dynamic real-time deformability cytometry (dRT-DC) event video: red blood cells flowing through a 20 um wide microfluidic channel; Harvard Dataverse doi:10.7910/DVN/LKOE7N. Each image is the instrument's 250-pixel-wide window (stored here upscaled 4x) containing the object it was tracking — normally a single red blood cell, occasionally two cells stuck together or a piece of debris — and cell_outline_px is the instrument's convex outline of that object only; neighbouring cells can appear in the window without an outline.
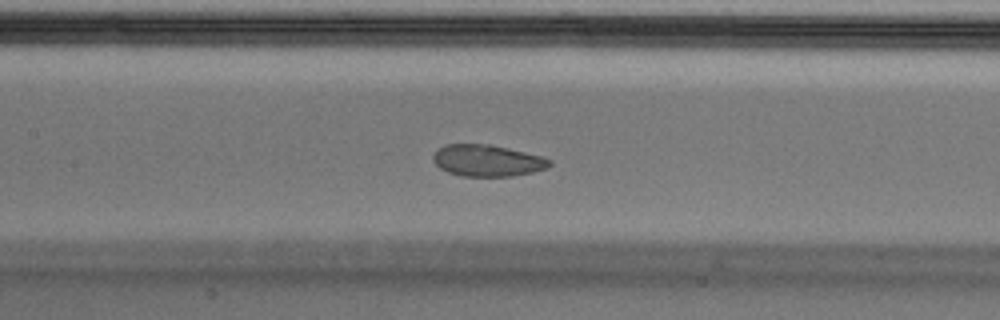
{"species": "Egyptian fruit bat (a non-hibernating species)", "species_latin": "Rousettus aegyptiacus", "temperature_condition": "cold", "stored_images_in_passage": 53, "camera_frame_rate_fps": 3000, "um_per_image_px": 0.085, "animal": {"sex": "male"}, "frame": {"image": 1, "passage_image": 24, "time_ms": 7.667, "image_size_px": [1000, 320], "cell_outline_px": [[552, 164], [548, 168], [532, 172], [512, 176], [460, 176], [448, 172], [440, 168], [432, 160], [432, 156], [436, 148], [444, 144], [488, 144], [508, 148], [540, 156], [552, 160]], "centroid_in_image_um": [41.38, 13.64], "position_along_channel_um": 166.0, "area_um2": 21.56}}
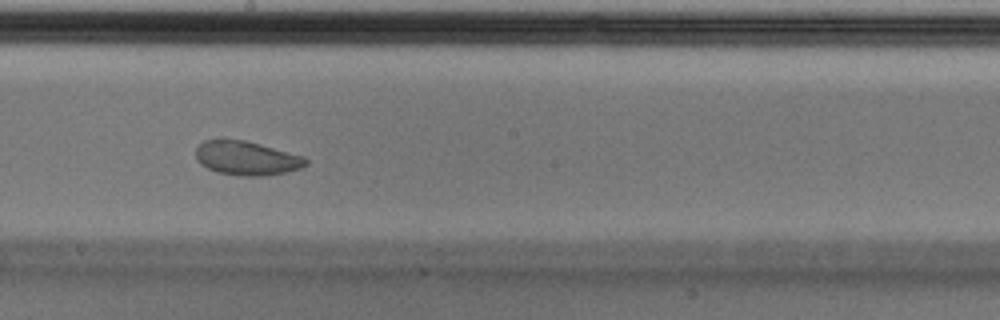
{"frame": {"image": 2, "passage_image": 29, "time_ms": 9.333, "image_size_px": [1000, 320], "cell_outline_px": [[308, 164], [300, 168], [268, 176], [240, 176], [216, 172], [200, 164], [196, 160], [196, 148], [204, 140], [224, 136], [244, 140], [260, 144], [304, 156], [308, 160]], "centroid_in_image_um": [20.91, 13.41], "position_along_channel_um": 227.3, "area_um2": 22.37}}
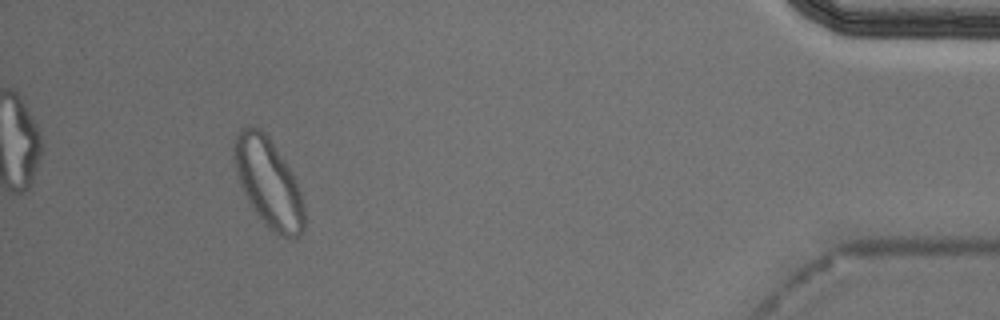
{"frame": {"image": 3, "passage_image": 49, "time_ms": 16.0, "image_size_px": [1000, 320], "cell_outline_px": [[304, 228], [296, 236], [284, 236], [268, 228], [264, 224], [248, 200], [244, 192], [236, 172], [232, 156], [232, 144], [236, 132], [240, 128], [248, 124], [256, 124], [268, 136], [284, 160], [296, 180], [304, 204]], "centroid_in_image_um": [22.77, 15.43], "position_along_channel_um": 412.4, "area_um2": 36.24}, "authors_computed_cell_mechanics": {"area_um2": 23.5824, "velocity_mm_per_s": 3.6883, "shape_relaxation_time_tau1_ms": null, "shape_relaxation_time_tau2_ms": 0.941, "deformation_change_tau1": null, "deformation_change_tau2": 0.0436}}